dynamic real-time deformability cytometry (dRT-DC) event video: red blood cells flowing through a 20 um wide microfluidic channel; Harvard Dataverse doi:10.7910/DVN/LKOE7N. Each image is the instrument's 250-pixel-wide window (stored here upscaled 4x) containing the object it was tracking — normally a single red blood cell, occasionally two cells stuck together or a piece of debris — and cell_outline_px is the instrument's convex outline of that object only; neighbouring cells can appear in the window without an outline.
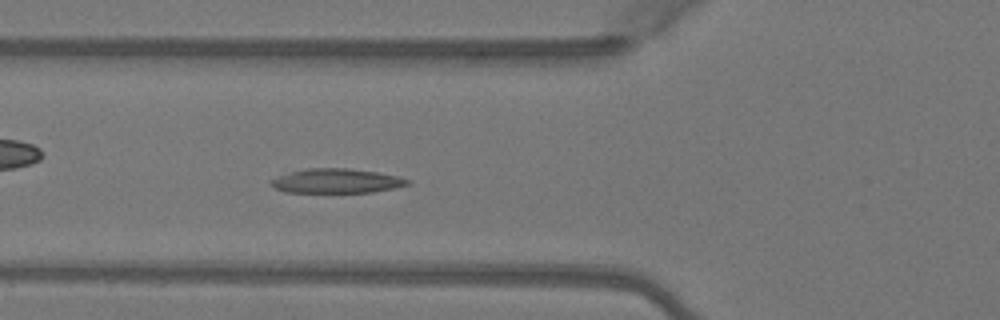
{"species": "Egyptian fruit bat (a non-hibernating species)", "species_latin": "Rousettus aegyptiacus", "temperature_condition": "warm", "stored_images_in_passage": 49, "camera_frame_rate_fps": 3000, "um_per_image_px": 0.085, "animal": {"sex": "female"}, "frame": {"image": 1, "passage_image": 18, "time_ms": 5.667, "image_size_px": [1000, 320], "cell_outline_px": [[412, 184], [396, 188], [372, 192], [284, 192], [276, 188], [268, 180], [276, 176], [308, 168], [348, 168], [376, 172], [400, 176], [412, 180]], "centroid_in_image_um": [28.67, 15.38], "position_along_channel_um": 97.1, "area_um2": 19.54}}
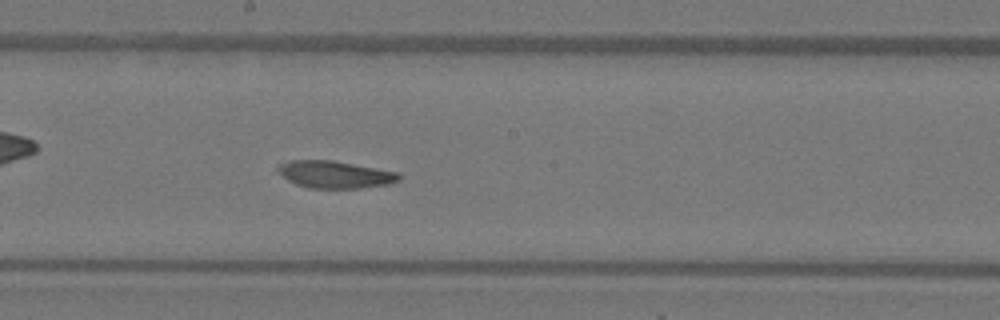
{"frame": {"image": 2, "passage_image": 27, "time_ms": 8.667, "image_size_px": [1000, 320], "cell_outline_px": [[400, 180], [388, 184], [360, 188], [308, 188], [296, 184], [288, 180], [276, 168], [276, 164], [288, 160], [332, 160], [400, 172]], "centroid_in_image_um": [28.47, 14.82], "position_along_channel_um": 219.7, "area_um2": 19.31}}
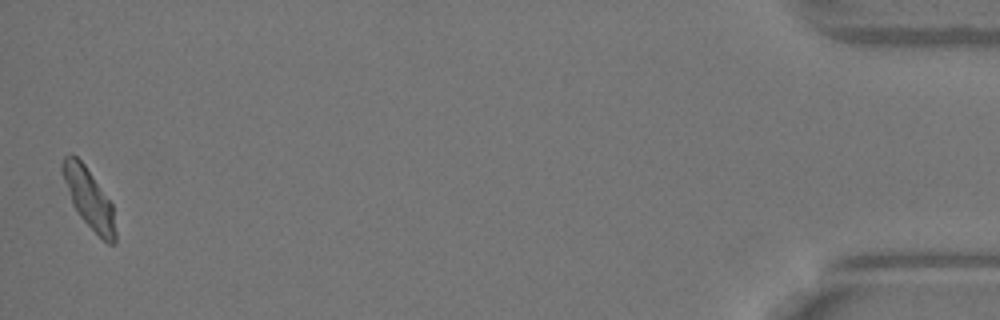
{"frame": {"image": 3, "passage_image": 49, "time_ms": 16.0, "image_size_px": [1000, 320], "cell_outline_px": [[116, 244], [108, 244], [80, 216], [72, 204], [60, 168], [60, 164], [64, 156], [68, 152], [72, 152], [84, 164], [112, 204], [116, 232]], "centroid_in_image_um": [7.54, 16.82], "position_along_channel_um": 427.7, "area_um2": 18.21}, "authors_computed_cell_mechanics": {"area_um2": 19.7098, "velocity_mm_per_s": 4.078, "shape_relaxation_time_tau1_ms": 3.801, "shape_relaxation_time_tau2_ms": null, "deformation_change_tau1": 0.1034, "deformation_change_tau2": null}}